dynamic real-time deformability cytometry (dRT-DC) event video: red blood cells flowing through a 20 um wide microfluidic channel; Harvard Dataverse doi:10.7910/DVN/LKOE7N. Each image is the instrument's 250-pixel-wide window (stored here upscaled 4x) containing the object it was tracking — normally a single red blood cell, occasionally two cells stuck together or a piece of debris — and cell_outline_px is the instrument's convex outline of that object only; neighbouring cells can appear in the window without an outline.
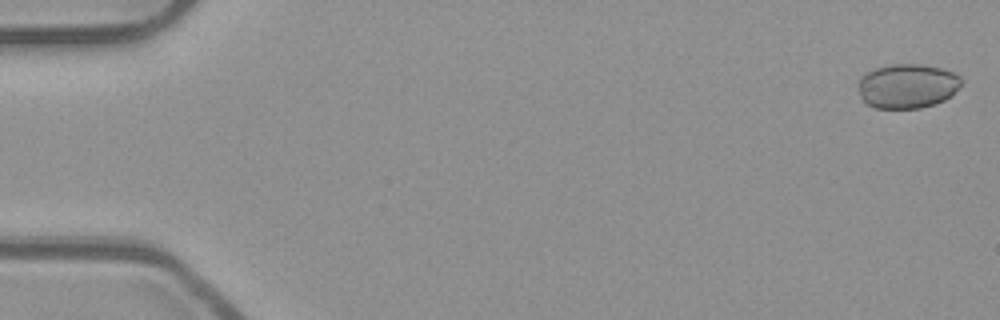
{"species": "common noctule bat (a hibernating species)", "species_latin": "Nyctalus noctula", "temperature_condition": "room temperature", "stored_images_in_passage": 51, "camera_frame_rate_fps": 3000, "um_per_image_px": 0.085, "animal": {"sex": "male", "body_mass_g": 23.1, "forearm_length_mm": 52.7}, "frame": {"image": 1, "passage_image": 2, "time_ms": 0.333, "image_size_px": [1000, 320], "cell_outline_px": [[960, 84], [952, 96], [936, 104], [920, 108], [876, 108], [868, 104], [860, 96], [856, 88], [856, 84], [868, 72], [876, 68], [892, 64], [920, 64], [940, 68], [952, 72], [960, 76]], "centroid_in_image_um": [77.11, 7.32], "position_along_channel_um": 7.9, "area_um2": 26.65}}
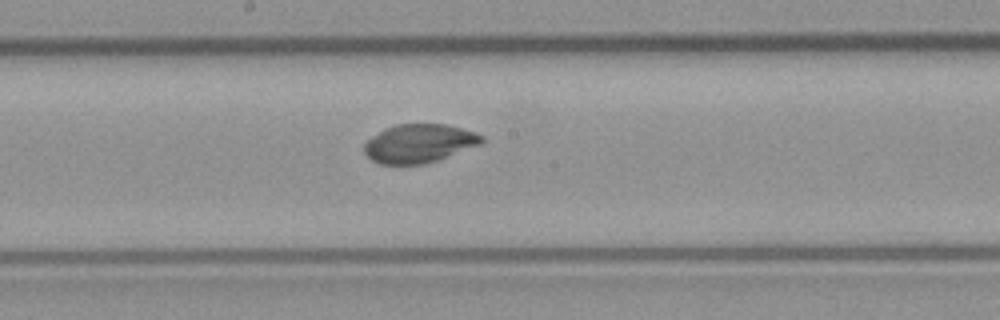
{"frame": {"image": 2, "passage_image": 29, "time_ms": 9.333, "image_size_px": [1000, 320], "cell_outline_px": [[484, 140], [480, 144], [436, 160], [424, 164], [380, 164], [372, 160], [364, 152], [364, 144], [372, 136], [396, 124], [444, 124], [476, 132], [484, 136]], "centroid_in_image_um": [35.62, 12.19], "position_along_channel_um": 212.6, "area_um2": 26.01}}
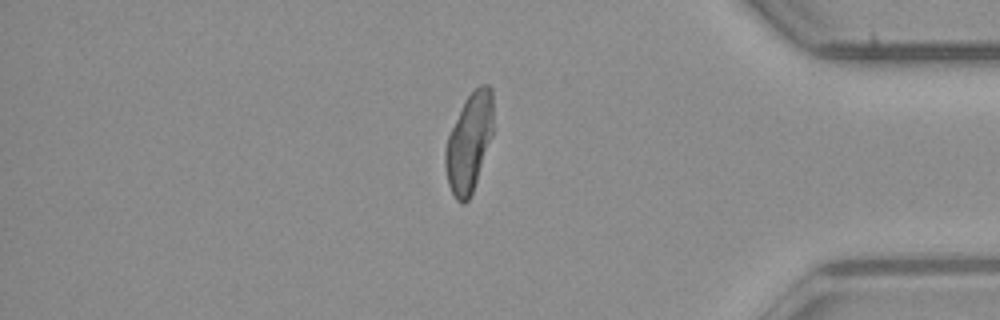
{"frame": {"image": 3, "passage_image": 45, "time_ms": 14.667, "image_size_px": [1000, 320], "cell_outline_px": [[492, 136], [472, 192], [468, 200], [464, 204], [460, 204], [456, 200], [448, 184], [444, 164], [444, 148], [448, 136], [464, 100], [480, 84], [488, 84], [492, 88]], "centroid_in_image_um": [39.85, 12.12], "position_along_channel_um": 395.3, "area_um2": 27.34}}